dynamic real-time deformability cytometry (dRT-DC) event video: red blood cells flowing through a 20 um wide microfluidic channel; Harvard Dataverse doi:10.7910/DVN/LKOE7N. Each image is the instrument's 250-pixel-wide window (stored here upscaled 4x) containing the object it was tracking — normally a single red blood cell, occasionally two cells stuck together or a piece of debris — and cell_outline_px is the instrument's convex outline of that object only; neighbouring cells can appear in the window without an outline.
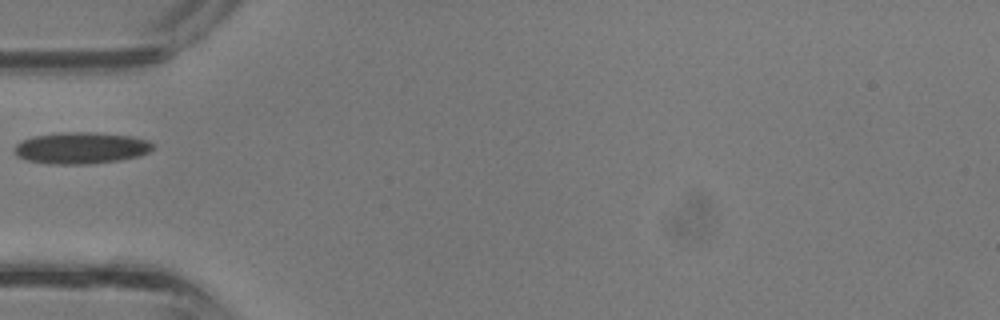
{"species": "common noctule bat (a hibernating species)", "species_latin": "Nyctalus noctula", "temperature_condition": "room temperature", "stored_images_in_passage": 26, "camera_frame_rate_fps": 3000, "um_per_image_px": 0.085, "animal": {"sex": "male", "body_mass_g": 13.3}, "frame": {"image": 1, "passage_image": 1, "time_ms": 0.0, "image_size_px": [1000, 320], "cell_outline_px": [[152, 148], [148, 152], [140, 156], [120, 160], [88, 164], [48, 164], [28, 160], [16, 156], [12, 152], [16, 144], [20, 140], [32, 136], [60, 132], [96, 132], [132, 136], [148, 140], [152, 144]], "centroid_in_image_um": [6.84, 12.57], "position_along_channel_um": 78.2, "area_um2": 25.78}}
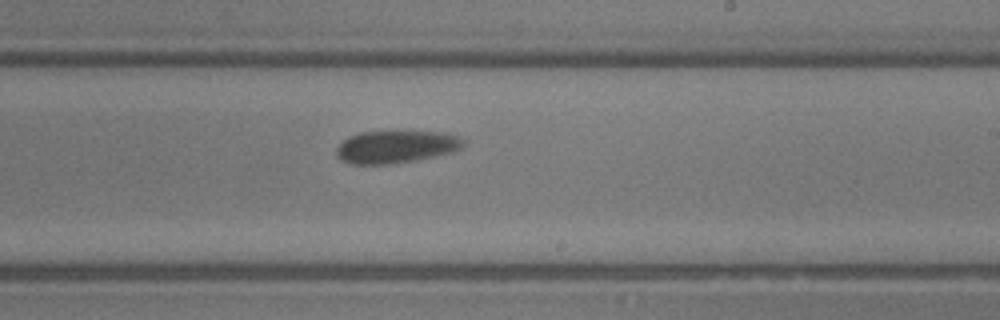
{"frame": {"image": 2, "passage_image": 11, "time_ms": 3.333, "image_size_px": [1000, 320], "cell_outline_px": [[464, 148], [452, 152], [420, 160], [392, 164], [352, 164], [340, 160], [336, 156], [336, 148], [348, 136], [360, 132], [444, 132], [456, 136], [464, 140]], "centroid_in_image_um": [33.66, 12.49], "position_along_channel_um": 255.3, "area_um2": 24.22}}
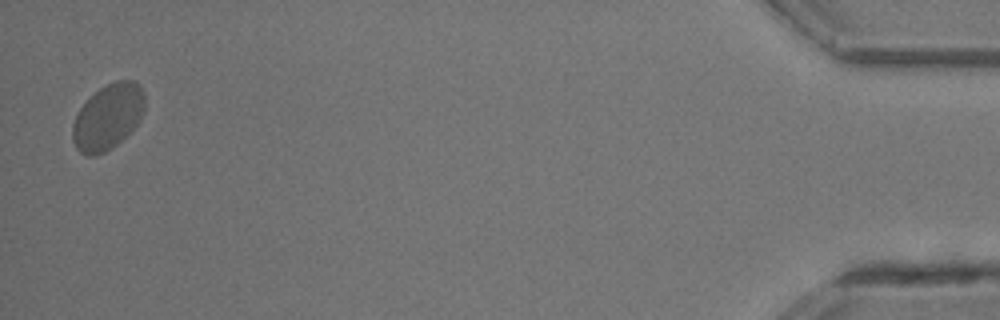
{"frame": {"image": 3, "passage_image": 26, "time_ms": 8.333, "image_size_px": [1000, 320], "cell_outline_px": [[144, 112], [140, 120], [116, 144], [104, 152], [96, 156], [88, 156], [80, 152], [76, 148], [72, 140], [72, 124], [80, 108], [100, 88], [116, 80], [136, 80], [140, 84], [144, 92]], "centroid_in_image_um": [9.17, 9.93], "position_along_channel_um": 426.0, "area_um2": 27.34}}